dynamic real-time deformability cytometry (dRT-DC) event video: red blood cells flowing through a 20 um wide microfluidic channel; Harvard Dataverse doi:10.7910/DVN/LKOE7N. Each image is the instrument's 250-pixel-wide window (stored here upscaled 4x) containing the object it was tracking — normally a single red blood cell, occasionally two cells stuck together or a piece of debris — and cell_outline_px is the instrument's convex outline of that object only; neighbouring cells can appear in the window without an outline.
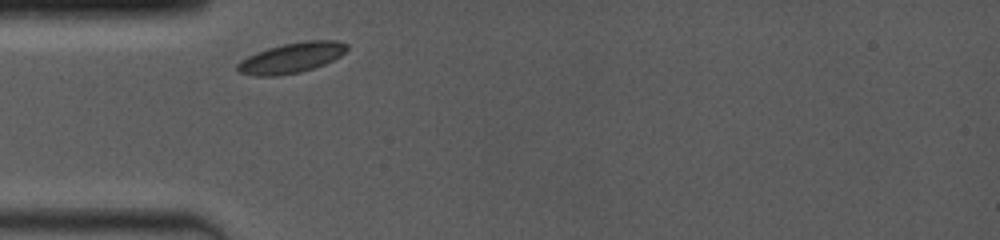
{"species": "common noctule bat (a hibernating species)", "species_latin": "Nyctalus noctula", "temperature_condition": "room temperature", "stored_images_in_passage": 20, "camera_frame_rate_fps": 4000, "um_per_image_px": 0.085, "animal": {"sex": "female", "body_mass_g": 19.0, "forearm_length_mm": 53.3}, "frame": {"image": 1, "passage_image": 1, "time_ms": 0.0, "image_size_px": [1000, 240], "cell_outline_px": [[348, 48], [340, 56], [324, 64], [300, 72], [276, 76], [256, 76], [240, 72], [236, 68], [236, 64], [240, 60], [256, 52], [268, 48], [284, 44], [304, 40], [336, 40], [348, 44]], "centroid_in_image_um": [24.77, 4.9], "position_along_channel_um": 60.2, "area_um2": 19.25}}
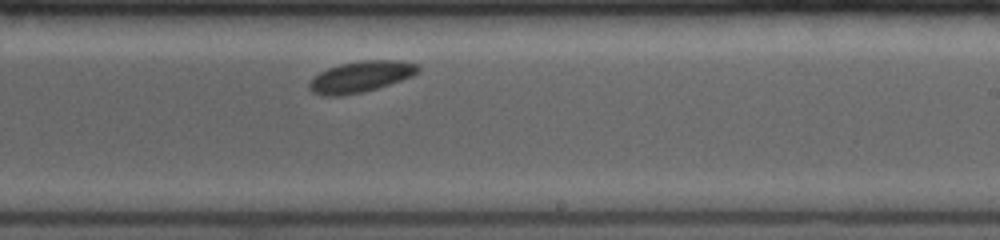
{"frame": {"image": 2, "passage_image": 12, "time_ms": 5.25, "image_size_px": [1000, 240], "cell_outline_px": [[420, 72], [412, 76], [376, 88], [360, 92], [340, 96], [320, 96], [312, 92], [308, 88], [308, 84], [320, 72], [328, 68], [340, 64], [360, 60], [396, 60], [416, 64], [420, 68]], "centroid_in_image_um": [30.64, 6.52], "position_along_channel_um": 258.4, "area_um2": 19.54}}
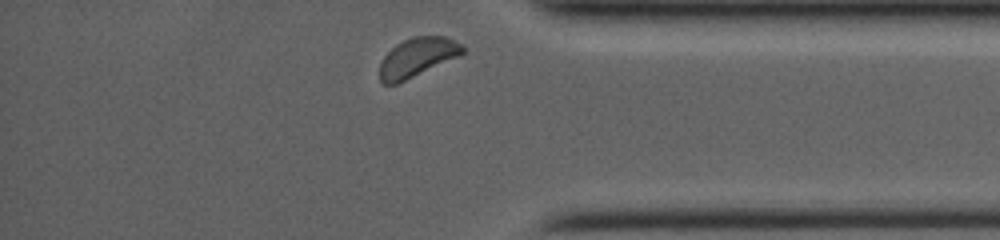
{"frame": {"image": 3, "passage_image": 20, "time_ms": 9.0, "image_size_px": [1000, 240], "cell_outline_px": [[464, 52], [460, 56], [396, 84], [380, 84], [380, 60], [396, 44], [412, 36], [448, 36], [464, 44]], "centroid_in_image_um": [35.49, 4.86], "position_along_channel_um": 399.7, "area_um2": 19.02}, "authors_computed_cell_mechanics": {"area_um2": 19.1607, "velocity_mm_per_s": 3.836, "shape_relaxation_time_tau1_ms": 0.0581, "shape_relaxation_time_tau2_ms": null, "deformation_change_tau1": 0.0288, "deformation_change_tau2": null}}